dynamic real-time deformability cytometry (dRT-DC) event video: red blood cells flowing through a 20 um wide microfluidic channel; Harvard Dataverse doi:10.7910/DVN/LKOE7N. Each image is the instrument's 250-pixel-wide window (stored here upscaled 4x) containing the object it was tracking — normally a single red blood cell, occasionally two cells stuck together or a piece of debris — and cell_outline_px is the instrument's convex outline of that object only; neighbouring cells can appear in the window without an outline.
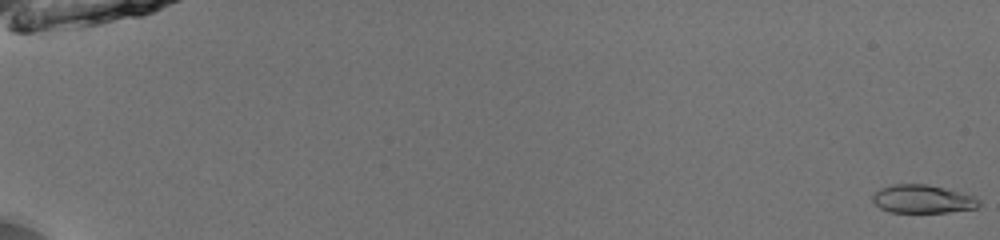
{"species": "common noctule bat (a hibernating species)", "species_latin": "Nyctalus noctula", "temperature_condition": "room temperature", "stored_images_in_passage": 53, "camera_frame_rate_fps": 3000, "um_per_image_px": 0.085, "animal": {"sex": "male", "body_mass_g": 13.0, "forearm_length_mm": 53.1}, "frame": {"image": 1, "passage_image": 1, "time_ms": 0.0, "image_size_px": [1000, 240], "cell_outline_px": [[980, 204], [976, 208], [948, 212], [888, 212], [880, 208], [872, 200], [872, 196], [880, 188], [892, 184], [928, 184], [976, 196], [980, 200]], "centroid_in_image_um": [78.43, 16.91], "position_along_channel_um": 6.6, "area_um2": 17.57}}
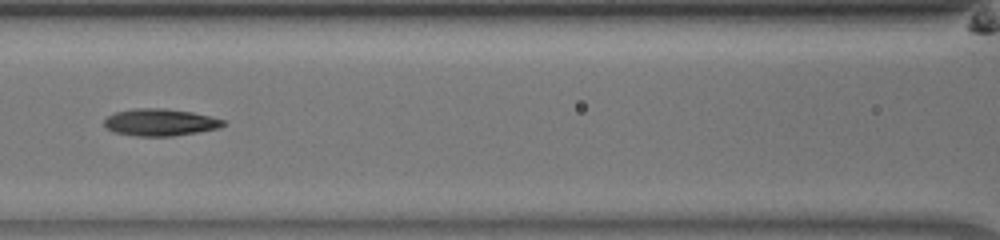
{"frame": {"image": 2, "passage_image": 27, "time_ms": 8.667, "image_size_px": [1000, 240], "cell_outline_px": [[228, 124], [220, 128], [172, 136], [136, 136], [112, 132], [104, 124], [104, 120], [108, 116], [116, 112], [132, 108], [164, 108], [192, 112], [224, 120]], "centroid_in_image_um": [13.61, 10.39], "position_along_channel_um": 153.0, "area_um2": 18.79}}
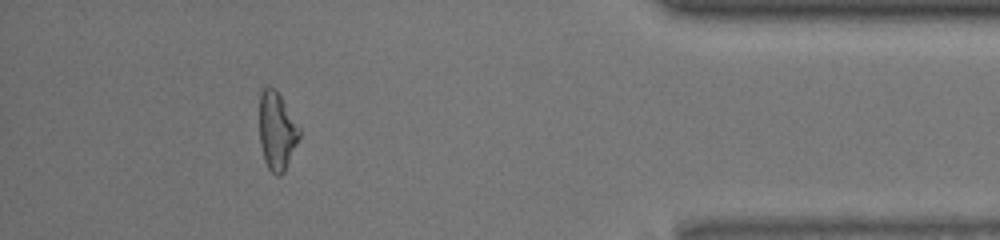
{"frame": {"image": 3, "passage_image": 49, "time_ms": 16.0, "image_size_px": [1000, 240], "cell_outline_px": [[300, 136], [284, 172], [280, 176], [276, 176], [268, 168], [264, 160], [260, 144], [260, 92], [264, 88], [276, 88], [300, 128]], "centroid_in_image_um": [23.53, 11.15], "position_along_channel_um": 411.7, "area_um2": 18.03}, "authors_computed_cell_mechanics": {"area_um2": 18.207, "velocity_mm_per_s": 4.0052, "shape_relaxation_time_tau1_ms": 4.4604, "shape_relaxation_time_tau2_ms": 2.1782, "deformation_change_tau1": 0.1424, "deformation_change_tau2": 0.1066}}